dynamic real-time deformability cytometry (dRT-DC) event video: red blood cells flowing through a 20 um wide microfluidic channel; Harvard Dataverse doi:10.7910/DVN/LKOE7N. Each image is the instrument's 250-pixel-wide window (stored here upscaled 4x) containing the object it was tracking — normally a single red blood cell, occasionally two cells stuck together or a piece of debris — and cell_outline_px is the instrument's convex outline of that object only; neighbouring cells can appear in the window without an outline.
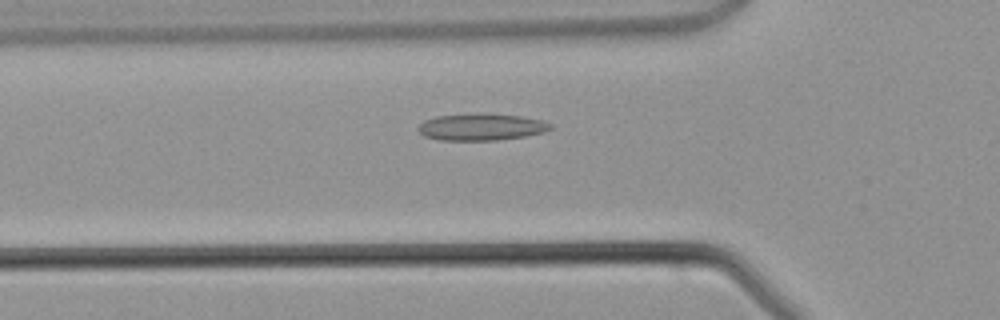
{"species": "common noctule bat (a hibernating species)", "species_latin": "Nyctalus noctula", "temperature_condition": "warm", "stored_images_in_passage": 39, "camera_frame_rate_fps": 3000, "um_per_image_px": 0.085, "animal": {"sex": "male", "body_mass_g": 21.5, "forearm_length_mm": 52.0}, "frame": {"image": 1, "passage_image": 9, "time_ms": 2.667, "image_size_px": [1000, 320], "cell_outline_px": [[552, 128], [544, 132], [524, 136], [496, 140], [440, 140], [424, 136], [416, 128], [424, 120], [436, 116], [484, 112], [520, 116], [540, 120], [552, 124]], "centroid_in_image_um": [40.88, 10.78], "position_along_channel_um": 84.9, "area_um2": 20.81}}
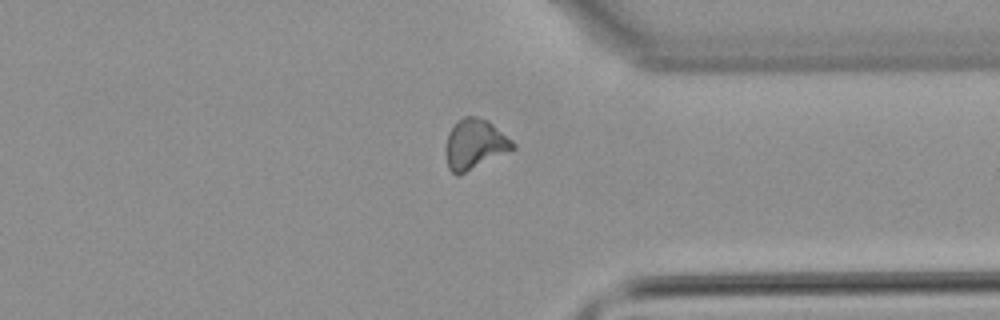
{"frame": {"image": 2, "passage_image": 28, "time_ms": 9.0, "image_size_px": [1000, 320], "cell_outline_px": [[516, 148], [456, 176], [448, 168], [448, 132], [456, 120], [464, 116], [476, 116], [488, 120], [512, 140], [516, 144]], "centroid_in_image_um": [40.38, 12.22], "position_along_channel_um": 371.0, "area_um2": 19.13}}
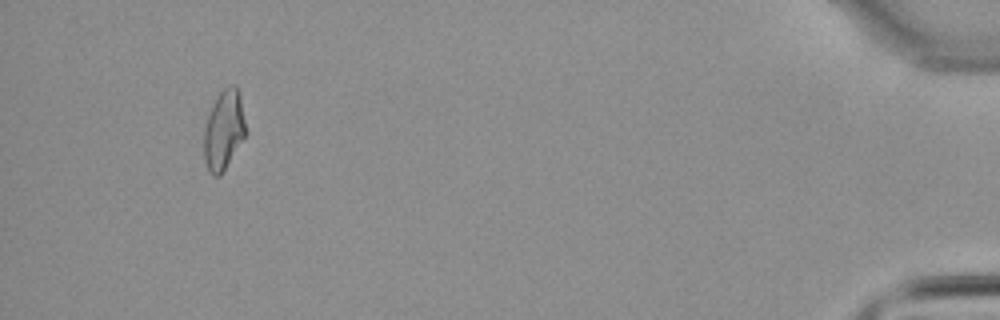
{"frame": {"image": 3, "passage_image": 36, "time_ms": 11.667, "image_size_px": [1000, 320], "cell_outline_px": [[244, 136], [220, 176], [212, 176], [204, 160], [204, 128], [208, 116], [216, 96], [224, 88], [232, 84], [236, 84], [240, 92], [244, 120]], "centroid_in_image_um": [19.0, 11.01], "position_along_channel_um": 416.2, "area_um2": 18.96}}